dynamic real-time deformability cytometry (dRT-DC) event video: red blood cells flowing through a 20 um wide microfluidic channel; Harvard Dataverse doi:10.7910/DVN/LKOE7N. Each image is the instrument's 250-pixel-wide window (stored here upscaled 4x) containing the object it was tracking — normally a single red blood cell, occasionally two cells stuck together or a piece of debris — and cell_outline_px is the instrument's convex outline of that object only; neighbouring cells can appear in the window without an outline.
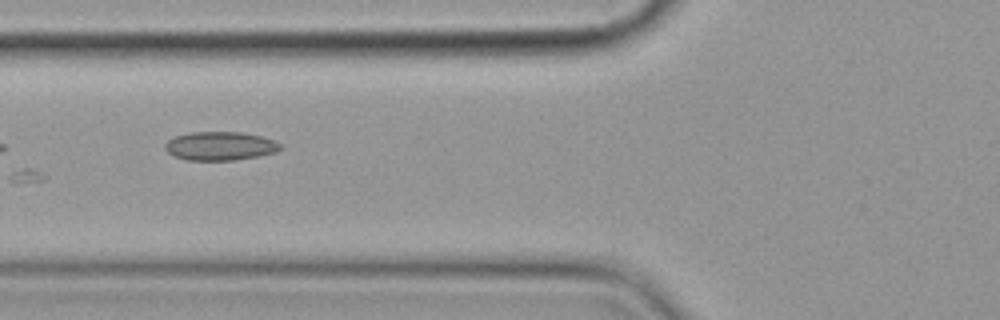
{"species": "common noctule bat (a hibernating species)", "species_latin": "Nyctalus noctula", "temperature_condition": "cold", "stored_images_in_passage": 7, "camera_frame_rate_fps": 3000, "um_per_image_px": 0.085, "animal": {"sex": "female", "body_mass_g": 19.9}, "frame": {"image": 1, "passage_image": 7, "time_ms": 7.0, "image_size_px": [1000, 320], "cell_outline_px": [[284, 148], [276, 152], [256, 156], [232, 160], [188, 160], [176, 156], [168, 152], [164, 148], [164, 144], [168, 140], [176, 136], [188, 132], [240, 132], [260, 136], [276, 140]], "centroid_in_image_um": [18.72, 12.4], "position_along_channel_um": 107.1, "area_um2": 19.19}}